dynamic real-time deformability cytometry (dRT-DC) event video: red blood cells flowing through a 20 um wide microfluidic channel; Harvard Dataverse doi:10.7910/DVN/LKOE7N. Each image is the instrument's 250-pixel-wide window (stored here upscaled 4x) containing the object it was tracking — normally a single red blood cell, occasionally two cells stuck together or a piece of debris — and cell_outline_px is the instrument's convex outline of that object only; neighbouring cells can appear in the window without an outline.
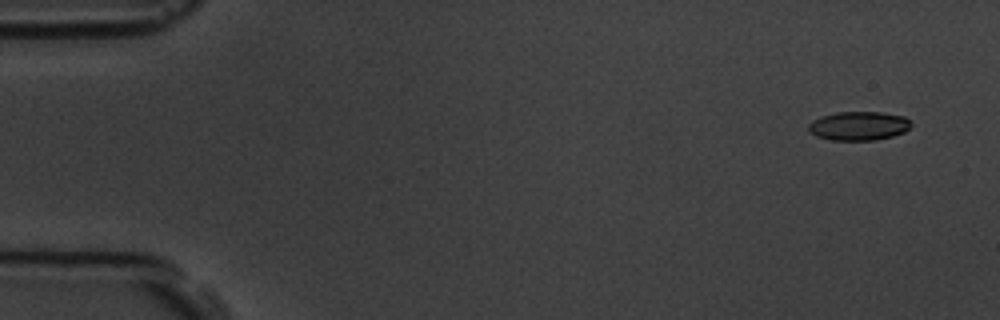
{"species": "common noctule bat (a hibernating species)", "species_latin": "Nyctalus noctula", "temperature_condition": "room temperature", "stored_images_in_passage": 16, "camera_frame_rate_fps": 3000, "um_per_image_px": 0.085, "animal": {"sex": "male", "body_mass_g": 19.5, "forearm_length_mm": 54.6}, "frame": {"image": 1, "passage_image": 1, "time_ms": 0.0, "image_size_px": [1000, 320], "cell_outline_px": [[912, 124], [904, 132], [892, 136], [872, 140], [832, 140], [816, 136], [808, 132], [808, 124], [812, 120], [820, 116], [836, 112], [884, 112], [904, 116], [912, 120]], "centroid_in_image_um": [72.98, 10.69], "position_along_channel_um": 12.0, "area_um2": 17.46}}
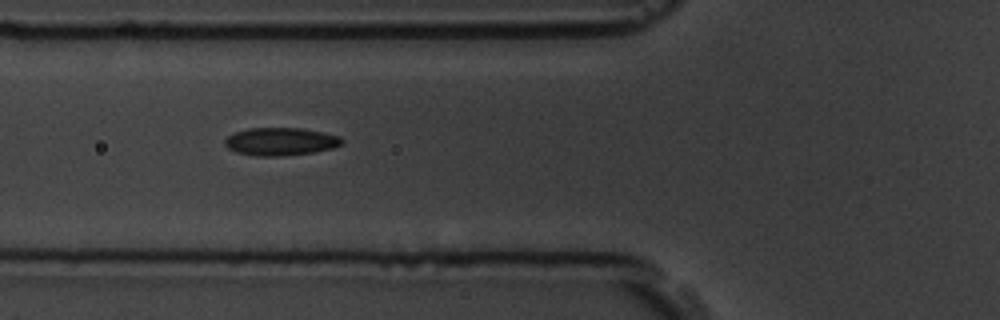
{"frame": {"image": 2, "passage_image": 6, "time_ms": 5.667, "image_size_px": [1000, 320], "cell_outline_px": [[344, 144], [332, 148], [312, 152], [284, 156], [256, 156], [236, 152], [228, 148], [224, 144], [224, 140], [228, 136], [236, 132], [248, 128], [300, 128], [340, 136], [344, 140]], "centroid_in_image_um": [23.85, 12.03], "position_along_channel_um": 102.0, "area_um2": 18.96}}
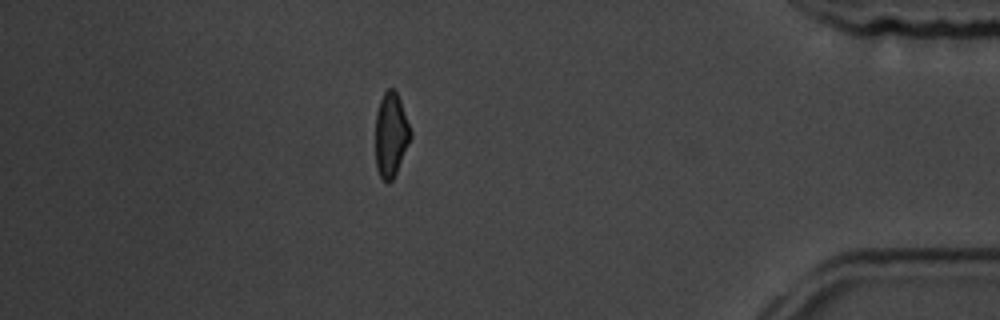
{"frame": {"image": 3, "passage_image": 14, "time_ms": 14.667, "image_size_px": [1000, 320], "cell_outline_px": [[412, 136], [396, 172], [392, 180], [388, 184], [380, 176], [376, 168], [376, 112], [380, 100], [384, 92], [388, 88], [392, 88], [396, 92], [400, 100], [412, 132]], "centroid_in_image_um": [33.23, 11.45], "position_along_channel_um": 402.0, "area_um2": 17.11}, "authors_computed_cell_mechanics": {"area_um2": 18.0336, "velocity_mm_per_s": 3.8086, "shape_relaxation_time_tau1_ms": 3.4849, "shape_relaxation_time_tau2_ms": 3.1161, "deformation_change_tau1": 0.0994, "deformation_change_tau2": 0.0639}}